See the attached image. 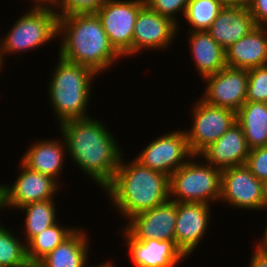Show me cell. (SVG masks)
<instances>
[{
	"label": "cell",
	"instance_id": "21",
	"mask_svg": "<svg viewBox=\"0 0 267 267\" xmlns=\"http://www.w3.org/2000/svg\"><path fill=\"white\" fill-rule=\"evenodd\" d=\"M187 34L191 57L201 78L215 74L227 66L225 50L207 31H188Z\"/></svg>",
	"mask_w": 267,
	"mask_h": 267
},
{
	"label": "cell",
	"instance_id": "7",
	"mask_svg": "<svg viewBox=\"0 0 267 267\" xmlns=\"http://www.w3.org/2000/svg\"><path fill=\"white\" fill-rule=\"evenodd\" d=\"M145 0H107L96 12L114 49L123 57L133 56L136 19Z\"/></svg>",
	"mask_w": 267,
	"mask_h": 267
},
{
	"label": "cell",
	"instance_id": "38",
	"mask_svg": "<svg viewBox=\"0 0 267 267\" xmlns=\"http://www.w3.org/2000/svg\"><path fill=\"white\" fill-rule=\"evenodd\" d=\"M91 267H115V265H113V262L107 261L105 263L101 262L99 265L91 266Z\"/></svg>",
	"mask_w": 267,
	"mask_h": 267
},
{
	"label": "cell",
	"instance_id": "14",
	"mask_svg": "<svg viewBox=\"0 0 267 267\" xmlns=\"http://www.w3.org/2000/svg\"><path fill=\"white\" fill-rule=\"evenodd\" d=\"M177 202L170 199L152 209L130 218L124 229L136 240H173L175 242V224Z\"/></svg>",
	"mask_w": 267,
	"mask_h": 267
},
{
	"label": "cell",
	"instance_id": "29",
	"mask_svg": "<svg viewBox=\"0 0 267 267\" xmlns=\"http://www.w3.org/2000/svg\"><path fill=\"white\" fill-rule=\"evenodd\" d=\"M107 0H54L52 2L58 15L96 13Z\"/></svg>",
	"mask_w": 267,
	"mask_h": 267
},
{
	"label": "cell",
	"instance_id": "12",
	"mask_svg": "<svg viewBox=\"0 0 267 267\" xmlns=\"http://www.w3.org/2000/svg\"><path fill=\"white\" fill-rule=\"evenodd\" d=\"M20 173L14 183L5 184L7 209H20L34 202L55 198L59 191V183L51 176L33 171L19 162Z\"/></svg>",
	"mask_w": 267,
	"mask_h": 267
},
{
	"label": "cell",
	"instance_id": "39",
	"mask_svg": "<svg viewBox=\"0 0 267 267\" xmlns=\"http://www.w3.org/2000/svg\"><path fill=\"white\" fill-rule=\"evenodd\" d=\"M31 1H34L33 4H46L50 2L49 0H31Z\"/></svg>",
	"mask_w": 267,
	"mask_h": 267
},
{
	"label": "cell",
	"instance_id": "1",
	"mask_svg": "<svg viewBox=\"0 0 267 267\" xmlns=\"http://www.w3.org/2000/svg\"><path fill=\"white\" fill-rule=\"evenodd\" d=\"M58 125L68 157L104 189L112 181L124 155L114 134L93 116L67 120Z\"/></svg>",
	"mask_w": 267,
	"mask_h": 267
},
{
	"label": "cell",
	"instance_id": "17",
	"mask_svg": "<svg viewBox=\"0 0 267 267\" xmlns=\"http://www.w3.org/2000/svg\"><path fill=\"white\" fill-rule=\"evenodd\" d=\"M249 152L243 129L236 122L221 138L207 147L199 157L222 171L234 166L245 165Z\"/></svg>",
	"mask_w": 267,
	"mask_h": 267
},
{
	"label": "cell",
	"instance_id": "15",
	"mask_svg": "<svg viewBox=\"0 0 267 267\" xmlns=\"http://www.w3.org/2000/svg\"><path fill=\"white\" fill-rule=\"evenodd\" d=\"M210 205L196 202H177L175 244L188 257L202 242L210 223Z\"/></svg>",
	"mask_w": 267,
	"mask_h": 267
},
{
	"label": "cell",
	"instance_id": "28",
	"mask_svg": "<svg viewBox=\"0 0 267 267\" xmlns=\"http://www.w3.org/2000/svg\"><path fill=\"white\" fill-rule=\"evenodd\" d=\"M246 102L267 103V64L248 70Z\"/></svg>",
	"mask_w": 267,
	"mask_h": 267
},
{
	"label": "cell",
	"instance_id": "16",
	"mask_svg": "<svg viewBox=\"0 0 267 267\" xmlns=\"http://www.w3.org/2000/svg\"><path fill=\"white\" fill-rule=\"evenodd\" d=\"M121 231L135 267H177L187 259L173 240H136L124 227Z\"/></svg>",
	"mask_w": 267,
	"mask_h": 267
},
{
	"label": "cell",
	"instance_id": "3",
	"mask_svg": "<svg viewBox=\"0 0 267 267\" xmlns=\"http://www.w3.org/2000/svg\"><path fill=\"white\" fill-rule=\"evenodd\" d=\"M124 156L112 181L103 189L116 212L128 221L133 216L161 205L170 199L169 176L141 165L127 162Z\"/></svg>",
	"mask_w": 267,
	"mask_h": 267
},
{
	"label": "cell",
	"instance_id": "8",
	"mask_svg": "<svg viewBox=\"0 0 267 267\" xmlns=\"http://www.w3.org/2000/svg\"><path fill=\"white\" fill-rule=\"evenodd\" d=\"M191 109L192 127L185 131L191 152L199 156L236 123V112L209 105L201 99Z\"/></svg>",
	"mask_w": 267,
	"mask_h": 267
},
{
	"label": "cell",
	"instance_id": "23",
	"mask_svg": "<svg viewBox=\"0 0 267 267\" xmlns=\"http://www.w3.org/2000/svg\"><path fill=\"white\" fill-rule=\"evenodd\" d=\"M249 149L267 146V103L245 102L236 112Z\"/></svg>",
	"mask_w": 267,
	"mask_h": 267
},
{
	"label": "cell",
	"instance_id": "6",
	"mask_svg": "<svg viewBox=\"0 0 267 267\" xmlns=\"http://www.w3.org/2000/svg\"><path fill=\"white\" fill-rule=\"evenodd\" d=\"M193 156L169 177L170 200L210 205L220 199L221 170ZM196 161V162H195ZM173 198V199H172Z\"/></svg>",
	"mask_w": 267,
	"mask_h": 267
},
{
	"label": "cell",
	"instance_id": "4",
	"mask_svg": "<svg viewBox=\"0 0 267 267\" xmlns=\"http://www.w3.org/2000/svg\"><path fill=\"white\" fill-rule=\"evenodd\" d=\"M58 60L47 88L57 123L91 117L87 107L97 74L89 67L65 61L60 56Z\"/></svg>",
	"mask_w": 267,
	"mask_h": 267
},
{
	"label": "cell",
	"instance_id": "34",
	"mask_svg": "<svg viewBox=\"0 0 267 267\" xmlns=\"http://www.w3.org/2000/svg\"><path fill=\"white\" fill-rule=\"evenodd\" d=\"M225 5L245 6L248 7L251 0H223Z\"/></svg>",
	"mask_w": 267,
	"mask_h": 267
},
{
	"label": "cell",
	"instance_id": "10",
	"mask_svg": "<svg viewBox=\"0 0 267 267\" xmlns=\"http://www.w3.org/2000/svg\"><path fill=\"white\" fill-rule=\"evenodd\" d=\"M203 80L205 93L200 99L205 103L237 112L246 102L248 69L226 66Z\"/></svg>",
	"mask_w": 267,
	"mask_h": 267
},
{
	"label": "cell",
	"instance_id": "20",
	"mask_svg": "<svg viewBox=\"0 0 267 267\" xmlns=\"http://www.w3.org/2000/svg\"><path fill=\"white\" fill-rule=\"evenodd\" d=\"M36 140L21 157V162L33 171L51 176L58 183L65 163L66 144L64 138ZM59 177V178H58Z\"/></svg>",
	"mask_w": 267,
	"mask_h": 267
},
{
	"label": "cell",
	"instance_id": "40",
	"mask_svg": "<svg viewBox=\"0 0 267 267\" xmlns=\"http://www.w3.org/2000/svg\"><path fill=\"white\" fill-rule=\"evenodd\" d=\"M260 251H261L262 253H264V254L267 256V244H265V245L260 249Z\"/></svg>",
	"mask_w": 267,
	"mask_h": 267
},
{
	"label": "cell",
	"instance_id": "19",
	"mask_svg": "<svg viewBox=\"0 0 267 267\" xmlns=\"http://www.w3.org/2000/svg\"><path fill=\"white\" fill-rule=\"evenodd\" d=\"M226 64L251 69L267 64V27L255 26L247 35L225 50Z\"/></svg>",
	"mask_w": 267,
	"mask_h": 267
},
{
	"label": "cell",
	"instance_id": "35",
	"mask_svg": "<svg viewBox=\"0 0 267 267\" xmlns=\"http://www.w3.org/2000/svg\"><path fill=\"white\" fill-rule=\"evenodd\" d=\"M267 210V179L262 181V211Z\"/></svg>",
	"mask_w": 267,
	"mask_h": 267
},
{
	"label": "cell",
	"instance_id": "13",
	"mask_svg": "<svg viewBox=\"0 0 267 267\" xmlns=\"http://www.w3.org/2000/svg\"><path fill=\"white\" fill-rule=\"evenodd\" d=\"M177 34L178 26L174 22L145 4L140 9L134 26L133 55H138L143 49L165 50Z\"/></svg>",
	"mask_w": 267,
	"mask_h": 267
},
{
	"label": "cell",
	"instance_id": "5",
	"mask_svg": "<svg viewBox=\"0 0 267 267\" xmlns=\"http://www.w3.org/2000/svg\"><path fill=\"white\" fill-rule=\"evenodd\" d=\"M58 14L51 2L33 4L0 39V65L7 54L31 51L51 42L58 36ZM3 65V66H2Z\"/></svg>",
	"mask_w": 267,
	"mask_h": 267
},
{
	"label": "cell",
	"instance_id": "31",
	"mask_svg": "<svg viewBox=\"0 0 267 267\" xmlns=\"http://www.w3.org/2000/svg\"><path fill=\"white\" fill-rule=\"evenodd\" d=\"M260 181L267 179V146L251 149L245 164Z\"/></svg>",
	"mask_w": 267,
	"mask_h": 267
},
{
	"label": "cell",
	"instance_id": "25",
	"mask_svg": "<svg viewBox=\"0 0 267 267\" xmlns=\"http://www.w3.org/2000/svg\"><path fill=\"white\" fill-rule=\"evenodd\" d=\"M64 227L55 223L36 235L27 246V258L29 263L34 267L42 258L53 251L66 238H68L76 229Z\"/></svg>",
	"mask_w": 267,
	"mask_h": 267
},
{
	"label": "cell",
	"instance_id": "33",
	"mask_svg": "<svg viewBox=\"0 0 267 267\" xmlns=\"http://www.w3.org/2000/svg\"><path fill=\"white\" fill-rule=\"evenodd\" d=\"M249 267H267V256L258 249H254Z\"/></svg>",
	"mask_w": 267,
	"mask_h": 267
},
{
	"label": "cell",
	"instance_id": "11",
	"mask_svg": "<svg viewBox=\"0 0 267 267\" xmlns=\"http://www.w3.org/2000/svg\"><path fill=\"white\" fill-rule=\"evenodd\" d=\"M238 209L262 210V181L246 165L221 171L219 202Z\"/></svg>",
	"mask_w": 267,
	"mask_h": 267
},
{
	"label": "cell",
	"instance_id": "37",
	"mask_svg": "<svg viewBox=\"0 0 267 267\" xmlns=\"http://www.w3.org/2000/svg\"><path fill=\"white\" fill-rule=\"evenodd\" d=\"M267 224V223H266ZM265 231L263 232L261 240L256 243L255 248L260 250L265 244H267V226L264 229Z\"/></svg>",
	"mask_w": 267,
	"mask_h": 267
},
{
	"label": "cell",
	"instance_id": "27",
	"mask_svg": "<svg viewBox=\"0 0 267 267\" xmlns=\"http://www.w3.org/2000/svg\"><path fill=\"white\" fill-rule=\"evenodd\" d=\"M224 5L223 0H190L183 17L190 24L187 31H207Z\"/></svg>",
	"mask_w": 267,
	"mask_h": 267
},
{
	"label": "cell",
	"instance_id": "32",
	"mask_svg": "<svg viewBox=\"0 0 267 267\" xmlns=\"http://www.w3.org/2000/svg\"><path fill=\"white\" fill-rule=\"evenodd\" d=\"M248 8L255 25L267 27V0H251Z\"/></svg>",
	"mask_w": 267,
	"mask_h": 267
},
{
	"label": "cell",
	"instance_id": "18",
	"mask_svg": "<svg viewBox=\"0 0 267 267\" xmlns=\"http://www.w3.org/2000/svg\"><path fill=\"white\" fill-rule=\"evenodd\" d=\"M255 26L248 7L224 5L207 32L226 50Z\"/></svg>",
	"mask_w": 267,
	"mask_h": 267
},
{
	"label": "cell",
	"instance_id": "22",
	"mask_svg": "<svg viewBox=\"0 0 267 267\" xmlns=\"http://www.w3.org/2000/svg\"><path fill=\"white\" fill-rule=\"evenodd\" d=\"M82 228L76 229L53 251L34 267H90L88 235Z\"/></svg>",
	"mask_w": 267,
	"mask_h": 267
},
{
	"label": "cell",
	"instance_id": "30",
	"mask_svg": "<svg viewBox=\"0 0 267 267\" xmlns=\"http://www.w3.org/2000/svg\"><path fill=\"white\" fill-rule=\"evenodd\" d=\"M190 0H145V4L156 13L169 18L180 29L176 14L185 15Z\"/></svg>",
	"mask_w": 267,
	"mask_h": 267
},
{
	"label": "cell",
	"instance_id": "2",
	"mask_svg": "<svg viewBox=\"0 0 267 267\" xmlns=\"http://www.w3.org/2000/svg\"><path fill=\"white\" fill-rule=\"evenodd\" d=\"M58 16V36L62 38L58 56L62 59L89 67L97 76L122 59L96 13Z\"/></svg>",
	"mask_w": 267,
	"mask_h": 267
},
{
	"label": "cell",
	"instance_id": "24",
	"mask_svg": "<svg viewBox=\"0 0 267 267\" xmlns=\"http://www.w3.org/2000/svg\"><path fill=\"white\" fill-rule=\"evenodd\" d=\"M53 199L34 202L19 210L25 211L24 228L26 245L39 233L57 223L56 207Z\"/></svg>",
	"mask_w": 267,
	"mask_h": 267
},
{
	"label": "cell",
	"instance_id": "9",
	"mask_svg": "<svg viewBox=\"0 0 267 267\" xmlns=\"http://www.w3.org/2000/svg\"><path fill=\"white\" fill-rule=\"evenodd\" d=\"M148 144L135 160L169 177L194 156L189 148L185 129L163 134Z\"/></svg>",
	"mask_w": 267,
	"mask_h": 267
},
{
	"label": "cell",
	"instance_id": "26",
	"mask_svg": "<svg viewBox=\"0 0 267 267\" xmlns=\"http://www.w3.org/2000/svg\"><path fill=\"white\" fill-rule=\"evenodd\" d=\"M12 231L0 224V267H32L27 258L26 243Z\"/></svg>",
	"mask_w": 267,
	"mask_h": 267
},
{
	"label": "cell",
	"instance_id": "36",
	"mask_svg": "<svg viewBox=\"0 0 267 267\" xmlns=\"http://www.w3.org/2000/svg\"><path fill=\"white\" fill-rule=\"evenodd\" d=\"M6 207L5 186L0 184V211ZM1 224V223H0Z\"/></svg>",
	"mask_w": 267,
	"mask_h": 267
}]
</instances>
